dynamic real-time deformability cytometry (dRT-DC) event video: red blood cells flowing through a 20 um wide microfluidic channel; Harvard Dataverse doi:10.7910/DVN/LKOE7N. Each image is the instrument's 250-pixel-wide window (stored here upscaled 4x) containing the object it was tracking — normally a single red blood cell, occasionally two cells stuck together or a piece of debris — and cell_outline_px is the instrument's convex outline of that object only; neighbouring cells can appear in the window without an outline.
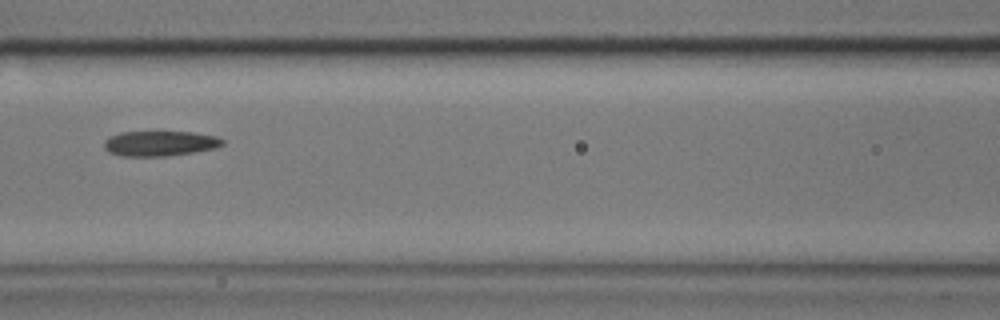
{"species": "common noctule bat (a hibernating species)", "species_latin": "Nyctalus noctula", "temperature_condition": "cold", "stored_images_in_passage": 9, "camera_frame_rate_fps": 3000, "um_per_image_px": 0.085, "animal": {"sex": "male", "body_mass_g": 17.9}, "frame": {"image": 1, "passage_image": 8, "time_ms": 2.333, "image_size_px": [1000, 320], "cell_outline_px": [[224, 144], [216, 148], [192, 152], [164, 156], [120, 156], [108, 152], [104, 148], [104, 140], [108, 136], [120, 132], [192, 132], [216, 136], [224, 140]], "centroid_in_image_um": [13.55, 12.19], "position_along_channel_um": 153.0, "area_um2": 17.4}}